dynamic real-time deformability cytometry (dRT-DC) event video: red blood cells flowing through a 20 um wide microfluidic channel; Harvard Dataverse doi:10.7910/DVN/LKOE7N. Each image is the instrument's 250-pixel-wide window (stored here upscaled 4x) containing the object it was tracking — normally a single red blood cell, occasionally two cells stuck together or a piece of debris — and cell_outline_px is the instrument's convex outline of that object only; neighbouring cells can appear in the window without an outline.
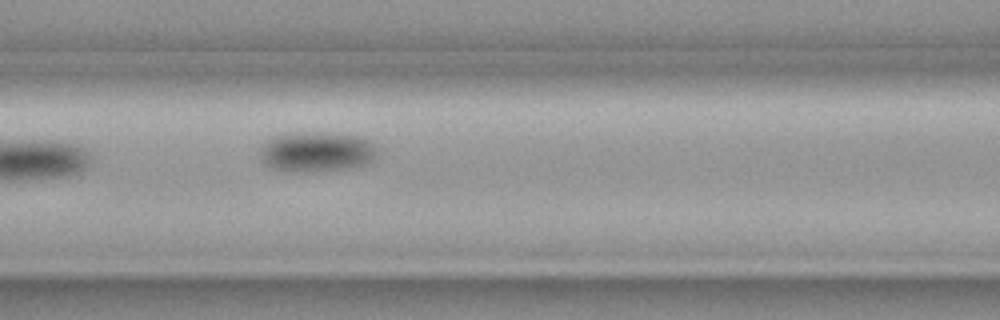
{"species": "common noctule bat (a hibernating species)", "species_latin": "Nyctalus noctula", "temperature_condition": "cold", "stored_images_in_passage": 4, "camera_frame_rate_fps": 3000, "um_per_image_px": 0.085, "animal": {"sex": "female", "body_mass_g": 19.3, "forearm_length_mm": 54.1}, "frame": {"image": 1, "passage_image": 4, "time_ms": 1.0, "image_size_px": [1000, 320], "cell_outline_px": [[380, 148], [376, 156], [368, 164], [352, 168], [304, 172], [300, 172], [272, 168], [264, 160], [260, 152], [260, 148], [268, 140], [276, 136], [316, 132], [332, 132], [360, 136], [368, 140]], "centroid_in_image_um": [27.03, 12.9], "position_along_channel_um": 139.6, "area_um2": 27.28}}